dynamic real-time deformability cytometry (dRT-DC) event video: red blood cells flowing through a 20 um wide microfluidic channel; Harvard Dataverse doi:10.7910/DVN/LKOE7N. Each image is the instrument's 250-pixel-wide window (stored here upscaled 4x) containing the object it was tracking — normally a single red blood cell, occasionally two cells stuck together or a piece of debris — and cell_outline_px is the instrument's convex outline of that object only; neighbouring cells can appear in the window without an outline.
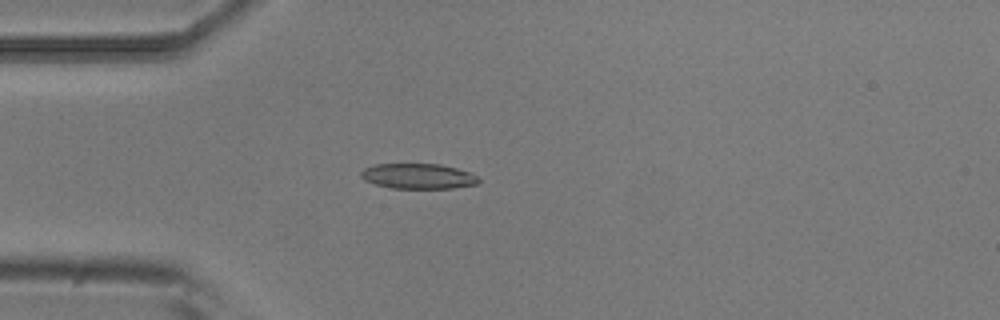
{"species": "common noctule bat (a hibernating species)", "species_latin": "Nyctalus noctula", "temperature_condition": "room temperature", "stored_images_in_passage": 5, "camera_frame_rate_fps": 3000, "um_per_image_px": 0.085, "animal": {"sex": "male", "body_mass_g": 20.5, "forearm_length_mm": 52.5}, "frame": {"image": 1, "passage_image": 5, "time_ms": 1.333, "image_size_px": [1000, 320], "cell_outline_px": [[480, 180], [476, 184], [452, 188], [392, 188], [376, 184], [364, 180], [360, 176], [360, 172], [364, 168], [376, 164], [440, 164], [472, 172]], "centroid_in_image_um": [35.54, 14.97], "position_along_channel_um": 49.5, "area_um2": 17.28}}